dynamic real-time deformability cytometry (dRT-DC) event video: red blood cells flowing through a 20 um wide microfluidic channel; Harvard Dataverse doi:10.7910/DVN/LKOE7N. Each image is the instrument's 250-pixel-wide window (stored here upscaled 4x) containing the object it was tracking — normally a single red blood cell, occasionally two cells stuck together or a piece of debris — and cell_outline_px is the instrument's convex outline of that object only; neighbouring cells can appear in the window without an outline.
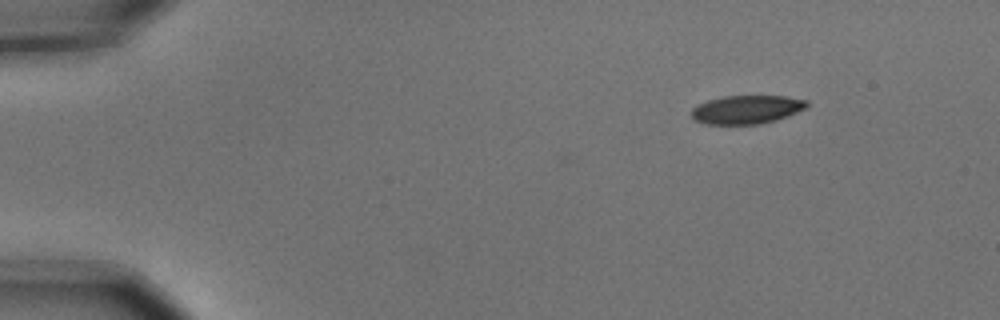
{"species": "common noctule bat (a hibernating species)", "species_latin": "Nyctalus noctula", "temperature_condition": "cold", "stored_images_in_passage": 5, "camera_frame_rate_fps": 3000, "um_per_image_px": 0.085, "animal": {"sex": "male", "body_mass_g": 15.6}, "frame": {"image": 1, "passage_image": 1, "time_ms": 0.0, "image_size_px": [1000, 320], "cell_outline_px": [[808, 108], [788, 116], [776, 120], [760, 124], [704, 124], [696, 120], [692, 116], [692, 108], [696, 104], [708, 100], [724, 96], [784, 96], [808, 100]], "centroid_in_image_um": [63.49, 9.31], "position_along_channel_um": 21.5, "area_um2": 19.31}}
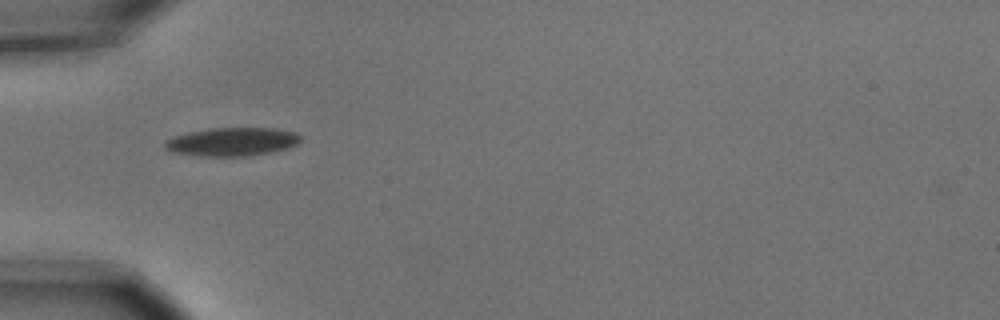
{"frame": {"image": 2, "passage_image": 4, "time_ms": 1.0, "image_size_px": [1000, 320], "cell_outline_px": [[300, 140], [296, 144], [284, 148], [268, 152], [248, 156], [200, 156], [176, 152], [164, 148], [164, 140], [176, 136], [208, 128], [276, 128], [296, 132], [300, 136]], "centroid_in_image_um": [19.72, 12.04], "position_along_channel_um": 65.3, "area_um2": 22.14}}
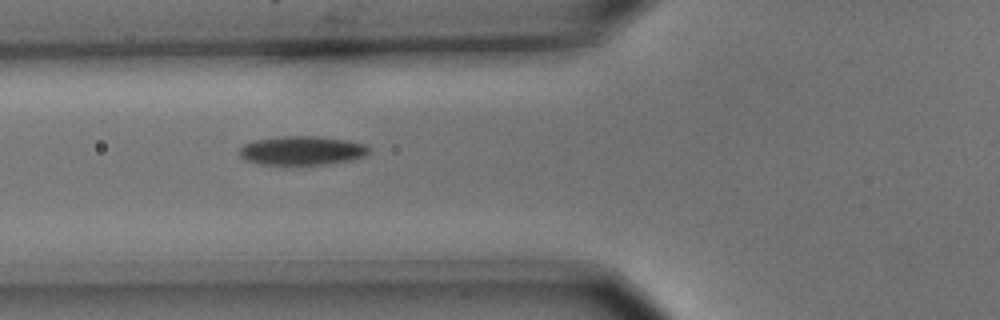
{"frame": {"image": 3, "passage_image": 5, "time_ms": 1.333, "image_size_px": [1000, 320], "cell_outline_px": [[372, 148], [364, 156], [352, 160], [332, 164], [288, 168], [256, 164], [244, 160], [236, 152], [244, 144], [252, 140], [284, 136], [316, 136], [348, 140], [364, 144]], "centroid_in_image_um": [25.6, 12.86], "position_along_channel_um": 100.2, "area_um2": 23.24}}